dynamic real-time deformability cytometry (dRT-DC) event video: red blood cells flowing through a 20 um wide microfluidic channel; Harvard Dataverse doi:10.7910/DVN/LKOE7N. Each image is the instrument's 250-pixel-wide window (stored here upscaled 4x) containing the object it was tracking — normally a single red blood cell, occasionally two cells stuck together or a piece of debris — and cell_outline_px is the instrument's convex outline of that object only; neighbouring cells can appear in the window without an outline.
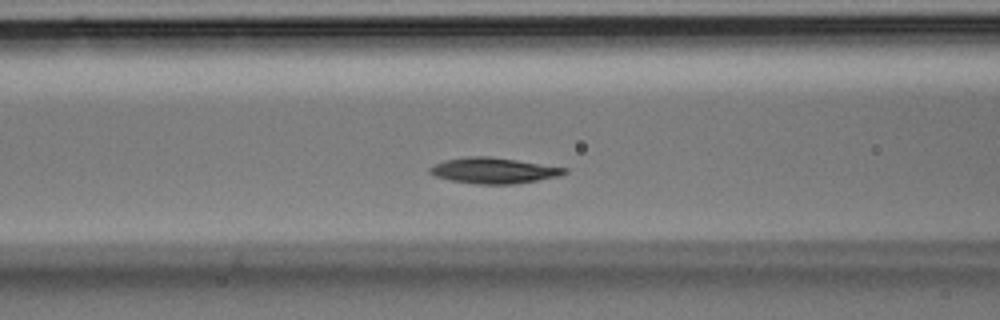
{"species": "Egyptian fruit bat (a non-hibernating species)", "species_latin": "Rousettus aegyptiacus", "temperature_condition": "room temperature", "stored_images_in_passage": 31, "camera_frame_rate_fps": 3000, "um_per_image_px": 0.085, "animal": {"sex": "male"}, "frame": {"image": 1, "passage_image": 9, "time_ms": 2.667, "image_size_px": [1000, 320], "cell_outline_px": [[568, 172], [560, 176], [512, 184], [476, 184], [452, 180], [436, 176], [428, 172], [428, 168], [444, 160], [468, 156], [488, 156], [516, 160], [568, 168]], "centroid_in_image_um": [41.96, 14.49], "position_along_channel_um": 124.6, "area_um2": 20.06}}
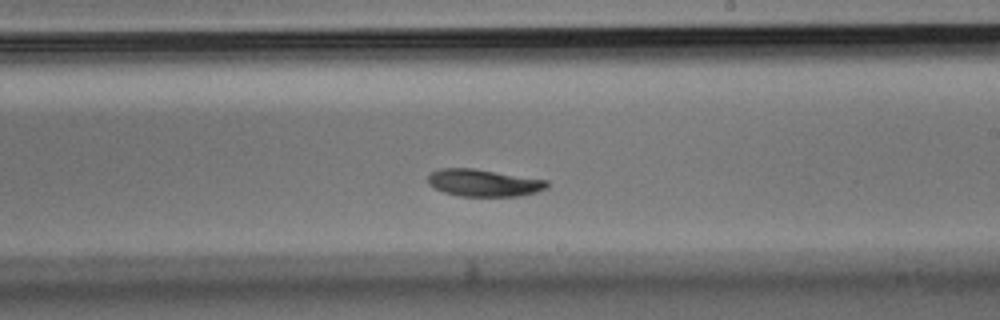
{"frame": {"image": 2, "passage_image": 16, "time_ms": 5.0, "image_size_px": [1000, 320], "cell_outline_px": [[548, 188], [536, 192], [520, 196], [456, 196], [444, 192], [428, 184], [428, 176], [432, 172], [440, 168], [472, 168], [548, 180]], "centroid_in_image_um": [41.12, 15.54], "position_along_channel_um": 247.9, "area_um2": 18.84}}
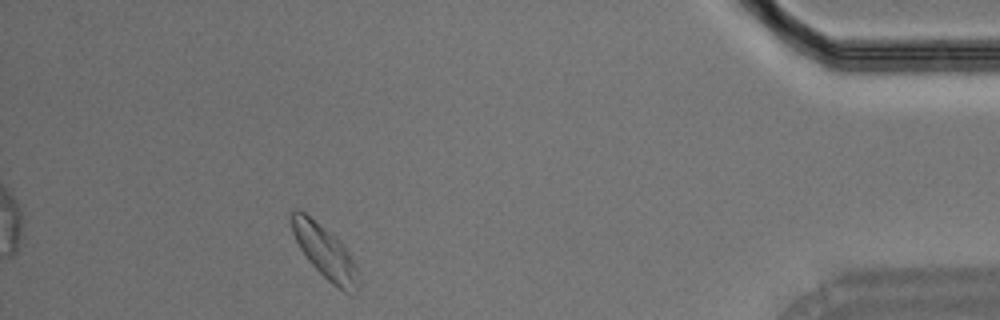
{"frame": {"image": 3, "passage_image": 28, "time_ms": 9.0, "image_size_px": [1000, 320], "cell_outline_px": [[360, 288], [356, 292], [344, 292], [332, 284], [308, 260], [300, 248], [292, 232], [288, 216], [296, 208], [300, 208], [324, 228], [348, 252], [356, 268], [360, 280]], "centroid_in_image_um": [27.58, 21.41], "position_along_channel_um": 407.6, "area_um2": 20.23}}